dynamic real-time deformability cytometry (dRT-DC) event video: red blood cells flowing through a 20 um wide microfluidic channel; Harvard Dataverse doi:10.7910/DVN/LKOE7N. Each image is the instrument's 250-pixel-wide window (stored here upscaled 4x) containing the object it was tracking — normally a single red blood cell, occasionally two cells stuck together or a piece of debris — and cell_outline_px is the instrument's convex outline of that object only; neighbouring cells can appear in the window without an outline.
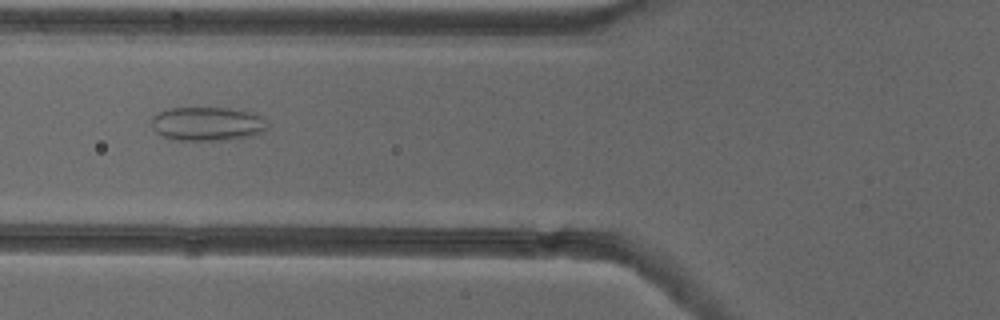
{"species": "common noctule bat (a hibernating species)", "species_latin": "Nyctalus noctula", "temperature_condition": "cold", "stored_images_in_passage": 53, "camera_frame_rate_fps": 3000, "um_per_image_px": 0.085, "animal": {"sex": "female"}, "frame": {"image": 1, "passage_image": 21, "time_ms": 6.667, "image_size_px": [1000, 320], "cell_outline_px": [[268, 128], [264, 132], [252, 136], [228, 140], [176, 140], [164, 136], [156, 132], [152, 128], [152, 116], [156, 112], [172, 108], [228, 108], [248, 112], [264, 116]], "centroid_in_image_um": [17.64, 10.53], "position_along_channel_um": 108.2, "area_um2": 23.06}}
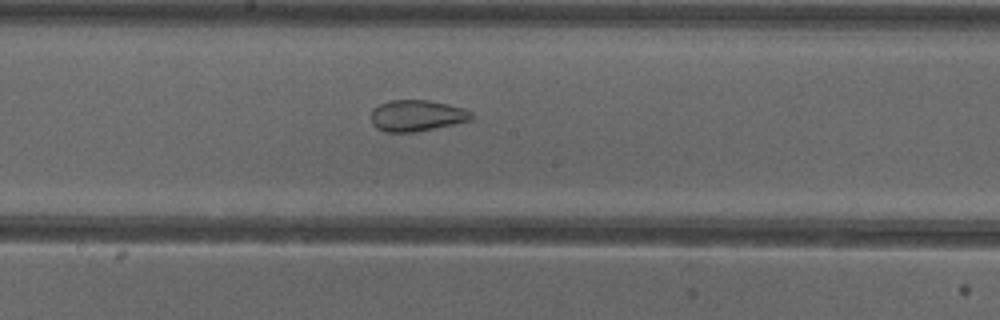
{"frame": {"image": 2, "passage_image": 29, "time_ms": 9.333, "image_size_px": [1000, 320], "cell_outline_px": [[472, 120], [416, 132], [384, 132], [376, 128], [372, 124], [372, 108], [388, 100], [428, 100], [448, 104], [464, 108], [472, 112]], "centroid_in_image_um": [35.41, 9.83], "position_along_channel_um": 212.8, "area_um2": 18.38}}
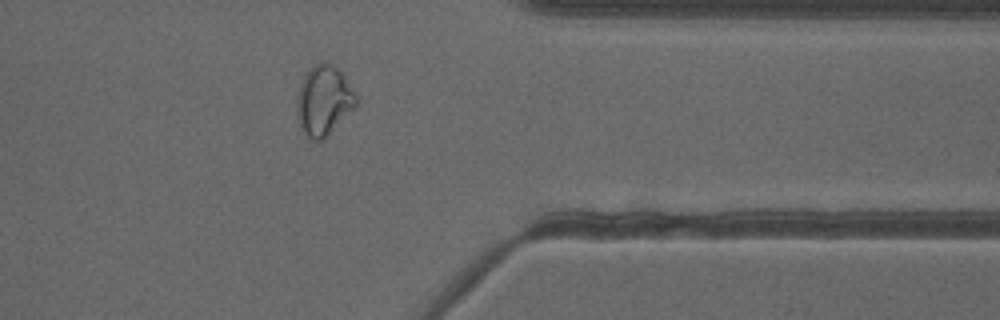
{"frame": {"image": 3, "passage_image": 43, "time_ms": 14.0, "image_size_px": [1000, 320], "cell_outline_px": [[360, 96], [356, 104], [324, 140], [308, 140], [300, 124], [296, 108], [296, 96], [300, 84], [304, 76], [316, 64], [324, 60], [340, 68]], "centroid_in_image_um": [27.55, 8.51], "position_along_channel_um": 383.9, "area_um2": 24.45}, "authors_computed_cell_mechanics": {"area_um2": 25.6632, "velocity_mm_per_s": 3.904, "shape_relaxation_time_tau1_ms": null, "shape_relaxation_time_tau2_ms": 1.7612, "deformation_change_tau1": null, "deformation_change_tau2": 0.0839}}